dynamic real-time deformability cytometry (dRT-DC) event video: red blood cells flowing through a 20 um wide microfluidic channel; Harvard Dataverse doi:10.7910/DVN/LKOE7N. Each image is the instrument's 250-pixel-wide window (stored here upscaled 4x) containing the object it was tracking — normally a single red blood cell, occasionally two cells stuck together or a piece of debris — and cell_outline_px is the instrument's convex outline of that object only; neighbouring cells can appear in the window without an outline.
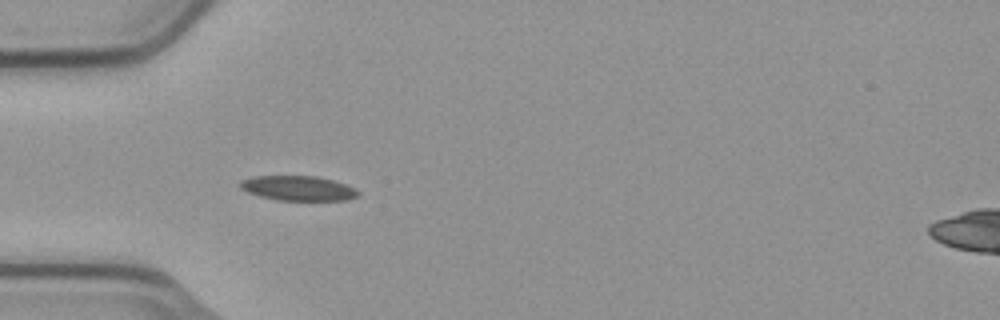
{"species": "common noctule bat (a hibernating species)", "species_latin": "Nyctalus noctula", "temperature_condition": "cold", "stored_images_in_passage": 12, "camera_frame_rate_fps": 3000, "um_per_image_px": 0.085, "animal": {"sex": "male", "body_mass_g": 23.1, "forearm_length_mm": 52.7}, "frame": {"image": 1, "passage_image": 6, "time_ms": 1.667, "image_size_px": [1000, 320], "cell_outline_px": [[360, 196], [348, 200], [276, 200], [260, 196], [248, 192], [240, 188], [240, 180], [252, 176], [316, 176], [332, 180], [356, 188], [360, 192]], "centroid_in_image_um": [25.36, 16.0], "position_along_channel_um": 59.6, "area_um2": 17.11}}